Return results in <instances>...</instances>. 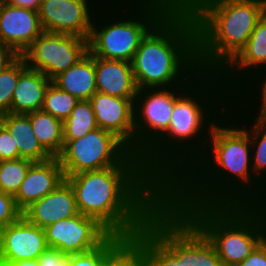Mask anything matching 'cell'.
<instances>
[{"mask_svg": "<svg viewBox=\"0 0 266 266\" xmlns=\"http://www.w3.org/2000/svg\"><path fill=\"white\" fill-rule=\"evenodd\" d=\"M249 136L254 176L266 187V117L249 114Z\"/></svg>", "mask_w": 266, "mask_h": 266, "instance_id": "26", "label": "cell"}, {"mask_svg": "<svg viewBox=\"0 0 266 266\" xmlns=\"http://www.w3.org/2000/svg\"><path fill=\"white\" fill-rule=\"evenodd\" d=\"M79 214L71 185L62 181L52 192L33 202L22 215L43 229L59 220Z\"/></svg>", "mask_w": 266, "mask_h": 266, "instance_id": "18", "label": "cell"}, {"mask_svg": "<svg viewBox=\"0 0 266 266\" xmlns=\"http://www.w3.org/2000/svg\"><path fill=\"white\" fill-rule=\"evenodd\" d=\"M0 266H5V260L0 256Z\"/></svg>", "mask_w": 266, "mask_h": 266, "instance_id": "40", "label": "cell"}, {"mask_svg": "<svg viewBox=\"0 0 266 266\" xmlns=\"http://www.w3.org/2000/svg\"><path fill=\"white\" fill-rule=\"evenodd\" d=\"M96 89L102 94L135 98L138 88L131 62L95 57Z\"/></svg>", "mask_w": 266, "mask_h": 266, "instance_id": "20", "label": "cell"}, {"mask_svg": "<svg viewBox=\"0 0 266 266\" xmlns=\"http://www.w3.org/2000/svg\"><path fill=\"white\" fill-rule=\"evenodd\" d=\"M131 64L138 89L191 86L204 73L195 23L180 1L142 39Z\"/></svg>", "mask_w": 266, "mask_h": 266, "instance_id": "4", "label": "cell"}, {"mask_svg": "<svg viewBox=\"0 0 266 266\" xmlns=\"http://www.w3.org/2000/svg\"><path fill=\"white\" fill-rule=\"evenodd\" d=\"M19 55L9 46L0 41V72L11 65Z\"/></svg>", "mask_w": 266, "mask_h": 266, "instance_id": "37", "label": "cell"}, {"mask_svg": "<svg viewBox=\"0 0 266 266\" xmlns=\"http://www.w3.org/2000/svg\"><path fill=\"white\" fill-rule=\"evenodd\" d=\"M0 122L13 136L19 158L32 162H44L52 158L36 138L27 114L6 113L0 115Z\"/></svg>", "mask_w": 266, "mask_h": 266, "instance_id": "23", "label": "cell"}, {"mask_svg": "<svg viewBox=\"0 0 266 266\" xmlns=\"http://www.w3.org/2000/svg\"><path fill=\"white\" fill-rule=\"evenodd\" d=\"M109 266H149V265L145 250L133 238H126L109 255Z\"/></svg>", "mask_w": 266, "mask_h": 266, "instance_id": "32", "label": "cell"}, {"mask_svg": "<svg viewBox=\"0 0 266 266\" xmlns=\"http://www.w3.org/2000/svg\"><path fill=\"white\" fill-rule=\"evenodd\" d=\"M171 203L266 205V187L254 176L249 114L231 100L214 124L205 152L167 190Z\"/></svg>", "mask_w": 266, "mask_h": 266, "instance_id": "1", "label": "cell"}, {"mask_svg": "<svg viewBox=\"0 0 266 266\" xmlns=\"http://www.w3.org/2000/svg\"><path fill=\"white\" fill-rule=\"evenodd\" d=\"M196 27L197 62L202 72L219 73L246 45L266 0H180Z\"/></svg>", "mask_w": 266, "mask_h": 266, "instance_id": "5", "label": "cell"}, {"mask_svg": "<svg viewBox=\"0 0 266 266\" xmlns=\"http://www.w3.org/2000/svg\"><path fill=\"white\" fill-rule=\"evenodd\" d=\"M42 0H4L3 2L17 7H23L38 11Z\"/></svg>", "mask_w": 266, "mask_h": 266, "instance_id": "38", "label": "cell"}, {"mask_svg": "<svg viewBox=\"0 0 266 266\" xmlns=\"http://www.w3.org/2000/svg\"><path fill=\"white\" fill-rule=\"evenodd\" d=\"M106 0H42L38 9L45 32L88 39L97 10Z\"/></svg>", "mask_w": 266, "mask_h": 266, "instance_id": "12", "label": "cell"}, {"mask_svg": "<svg viewBox=\"0 0 266 266\" xmlns=\"http://www.w3.org/2000/svg\"><path fill=\"white\" fill-rule=\"evenodd\" d=\"M5 266H39L37 259L9 261L5 260Z\"/></svg>", "mask_w": 266, "mask_h": 266, "instance_id": "39", "label": "cell"}, {"mask_svg": "<svg viewBox=\"0 0 266 266\" xmlns=\"http://www.w3.org/2000/svg\"><path fill=\"white\" fill-rule=\"evenodd\" d=\"M236 266H266V240L264 239L246 259Z\"/></svg>", "mask_w": 266, "mask_h": 266, "instance_id": "36", "label": "cell"}, {"mask_svg": "<svg viewBox=\"0 0 266 266\" xmlns=\"http://www.w3.org/2000/svg\"><path fill=\"white\" fill-rule=\"evenodd\" d=\"M79 99L68 92L59 89L51 83L46 90L42 111L51 114L55 118L65 121Z\"/></svg>", "mask_w": 266, "mask_h": 266, "instance_id": "29", "label": "cell"}, {"mask_svg": "<svg viewBox=\"0 0 266 266\" xmlns=\"http://www.w3.org/2000/svg\"><path fill=\"white\" fill-rule=\"evenodd\" d=\"M77 209L95 218L111 234L132 238L167 199V190L145 169L142 156L131 152L118 166L65 177Z\"/></svg>", "mask_w": 266, "mask_h": 266, "instance_id": "2", "label": "cell"}, {"mask_svg": "<svg viewBox=\"0 0 266 266\" xmlns=\"http://www.w3.org/2000/svg\"><path fill=\"white\" fill-rule=\"evenodd\" d=\"M43 31L37 11L0 2V41L19 56Z\"/></svg>", "mask_w": 266, "mask_h": 266, "instance_id": "17", "label": "cell"}, {"mask_svg": "<svg viewBox=\"0 0 266 266\" xmlns=\"http://www.w3.org/2000/svg\"><path fill=\"white\" fill-rule=\"evenodd\" d=\"M27 115L41 146L52 157H58L64 147L63 121L42 110Z\"/></svg>", "mask_w": 266, "mask_h": 266, "instance_id": "25", "label": "cell"}, {"mask_svg": "<svg viewBox=\"0 0 266 266\" xmlns=\"http://www.w3.org/2000/svg\"><path fill=\"white\" fill-rule=\"evenodd\" d=\"M232 100L246 113L266 117V66L252 75L233 95Z\"/></svg>", "mask_w": 266, "mask_h": 266, "instance_id": "24", "label": "cell"}, {"mask_svg": "<svg viewBox=\"0 0 266 266\" xmlns=\"http://www.w3.org/2000/svg\"><path fill=\"white\" fill-rule=\"evenodd\" d=\"M64 180L63 169L57 157L44 162H34L14 196L16 205L23 212L33 202L52 192Z\"/></svg>", "mask_w": 266, "mask_h": 266, "instance_id": "19", "label": "cell"}, {"mask_svg": "<svg viewBox=\"0 0 266 266\" xmlns=\"http://www.w3.org/2000/svg\"><path fill=\"white\" fill-rule=\"evenodd\" d=\"M52 80L42 72L26 68L13 92L11 113L28 114L42 109L47 88Z\"/></svg>", "mask_w": 266, "mask_h": 266, "instance_id": "21", "label": "cell"}, {"mask_svg": "<svg viewBox=\"0 0 266 266\" xmlns=\"http://www.w3.org/2000/svg\"><path fill=\"white\" fill-rule=\"evenodd\" d=\"M132 238L149 266H223L213 245L168 199Z\"/></svg>", "mask_w": 266, "mask_h": 266, "instance_id": "8", "label": "cell"}, {"mask_svg": "<svg viewBox=\"0 0 266 266\" xmlns=\"http://www.w3.org/2000/svg\"><path fill=\"white\" fill-rule=\"evenodd\" d=\"M134 100L96 92L89 101L98 128L114 133L135 153Z\"/></svg>", "mask_w": 266, "mask_h": 266, "instance_id": "15", "label": "cell"}, {"mask_svg": "<svg viewBox=\"0 0 266 266\" xmlns=\"http://www.w3.org/2000/svg\"><path fill=\"white\" fill-rule=\"evenodd\" d=\"M18 147H15L13 136L8 129L0 122V161L18 159Z\"/></svg>", "mask_w": 266, "mask_h": 266, "instance_id": "34", "label": "cell"}, {"mask_svg": "<svg viewBox=\"0 0 266 266\" xmlns=\"http://www.w3.org/2000/svg\"><path fill=\"white\" fill-rule=\"evenodd\" d=\"M103 266H109V256H108V258H107L106 263H105Z\"/></svg>", "mask_w": 266, "mask_h": 266, "instance_id": "41", "label": "cell"}, {"mask_svg": "<svg viewBox=\"0 0 266 266\" xmlns=\"http://www.w3.org/2000/svg\"><path fill=\"white\" fill-rule=\"evenodd\" d=\"M179 1L106 0L93 19L89 52L132 62L142 39Z\"/></svg>", "mask_w": 266, "mask_h": 266, "instance_id": "7", "label": "cell"}, {"mask_svg": "<svg viewBox=\"0 0 266 266\" xmlns=\"http://www.w3.org/2000/svg\"><path fill=\"white\" fill-rule=\"evenodd\" d=\"M232 95L219 73L204 72L175 102L168 130L142 155L145 169L168 190L205 152Z\"/></svg>", "mask_w": 266, "mask_h": 266, "instance_id": "3", "label": "cell"}, {"mask_svg": "<svg viewBox=\"0 0 266 266\" xmlns=\"http://www.w3.org/2000/svg\"><path fill=\"white\" fill-rule=\"evenodd\" d=\"M26 68L25 59L19 56L11 65L0 72V115L11 113L13 92L19 75Z\"/></svg>", "mask_w": 266, "mask_h": 266, "instance_id": "31", "label": "cell"}, {"mask_svg": "<svg viewBox=\"0 0 266 266\" xmlns=\"http://www.w3.org/2000/svg\"><path fill=\"white\" fill-rule=\"evenodd\" d=\"M189 87L138 89L134 100L135 153L142 156L168 130L175 102Z\"/></svg>", "mask_w": 266, "mask_h": 266, "instance_id": "10", "label": "cell"}, {"mask_svg": "<svg viewBox=\"0 0 266 266\" xmlns=\"http://www.w3.org/2000/svg\"><path fill=\"white\" fill-rule=\"evenodd\" d=\"M126 238L111 234L100 246L86 253L68 255L69 266H103Z\"/></svg>", "mask_w": 266, "mask_h": 266, "instance_id": "30", "label": "cell"}, {"mask_svg": "<svg viewBox=\"0 0 266 266\" xmlns=\"http://www.w3.org/2000/svg\"><path fill=\"white\" fill-rule=\"evenodd\" d=\"M46 248L45 230L30 223L23 215L0 228V256L4 260L37 259Z\"/></svg>", "mask_w": 266, "mask_h": 266, "instance_id": "16", "label": "cell"}, {"mask_svg": "<svg viewBox=\"0 0 266 266\" xmlns=\"http://www.w3.org/2000/svg\"><path fill=\"white\" fill-rule=\"evenodd\" d=\"M266 66V12L257 21L246 45L219 72L226 90L233 95L252 75Z\"/></svg>", "mask_w": 266, "mask_h": 266, "instance_id": "14", "label": "cell"}, {"mask_svg": "<svg viewBox=\"0 0 266 266\" xmlns=\"http://www.w3.org/2000/svg\"><path fill=\"white\" fill-rule=\"evenodd\" d=\"M92 104L79 100L69 117L63 121L64 140H76L97 129Z\"/></svg>", "mask_w": 266, "mask_h": 266, "instance_id": "27", "label": "cell"}, {"mask_svg": "<svg viewBox=\"0 0 266 266\" xmlns=\"http://www.w3.org/2000/svg\"><path fill=\"white\" fill-rule=\"evenodd\" d=\"M52 83L79 100H90L97 92L95 57L88 51L75 65L56 76Z\"/></svg>", "mask_w": 266, "mask_h": 266, "instance_id": "22", "label": "cell"}, {"mask_svg": "<svg viewBox=\"0 0 266 266\" xmlns=\"http://www.w3.org/2000/svg\"><path fill=\"white\" fill-rule=\"evenodd\" d=\"M22 216L14 196L0 190V228L8 226Z\"/></svg>", "mask_w": 266, "mask_h": 266, "instance_id": "33", "label": "cell"}, {"mask_svg": "<svg viewBox=\"0 0 266 266\" xmlns=\"http://www.w3.org/2000/svg\"><path fill=\"white\" fill-rule=\"evenodd\" d=\"M46 244L66 255L80 254L100 246L111 233L95 218L78 214L44 228Z\"/></svg>", "mask_w": 266, "mask_h": 266, "instance_id": "13", "label": "cell"}, {"mask_svg": "<svg viewBox=\"0 0 266 266\" xmlns=\"http://www.w3.org/2000/svg\"><path fill=\"white\" fill-rule=\"evenodd\" d=\"M88 39L43 31L21 55L28 68L53 80L88 52Z\"/></svg>", "mask_w": 266, "mask_h": 266, "instance_id": "11", "label": "cell"}, {"mask_svg": "<svg viewBox=\"0 0 266 266\" xmlns=\"http://www.w3.org/2000/svg\"><path fill=\"white\" fill-rule=\"evenodd\" d=\"M33 163L21 158L0 161V190L15 196Z\"/></svg>", "mask_w": 266, "mask_h": 266, "instance_id": "28", "label": "cell"}, {"mask_svg": "<svg viewBox=\"0 0 266 266\" xmlns=\"http://www.w3.org/2000/svg\"><path fill=\"white\" fill-rule=\"evenodd\" d=\"M37 261L39 266H69L68 255L51 247L46 248Z\"/></svg>", "mask_w": 266, "mask_h": 266, "instance_id": "35", "label": "cell"}, {"mask_svg": "<svg viewBox=\"0 0 266 266\" xmlns=\"http://www.w3.org/2000/svg\"><path fill=\"white\" fill-rule=\"evenodd\" d=\"M132 151L114 133L97 128L76 140H64L57 157L64 177L118 166Z\"/></svg>", "mask_w": 266, "mask_h": 266, "instance_id": "9", "label": "cell"}, {"mask_svg": "<svg viewBox=\"0 0 266 266\" xmlns=\"http://www.w3.org/2000/svg\"><path fill=\"white\" fill-rule=\"evenodd\" d=\"M213 245L223 266H236L266 237V205L172 203Z\"/></svg>", "mask_w": 266, "mask_h": 266, "instance_id": "6", "label": "cell"}]
</instances>
